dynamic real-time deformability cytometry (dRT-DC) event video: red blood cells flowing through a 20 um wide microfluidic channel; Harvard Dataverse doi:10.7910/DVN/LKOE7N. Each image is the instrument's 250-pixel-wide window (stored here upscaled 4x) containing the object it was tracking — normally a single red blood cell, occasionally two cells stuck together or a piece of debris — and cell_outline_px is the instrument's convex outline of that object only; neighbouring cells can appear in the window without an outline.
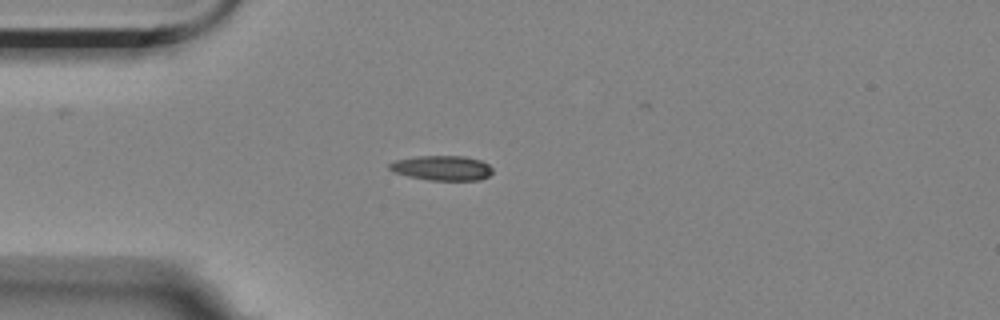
{"species": "Egyptian fruit bat (a non-hibernating species)", "species_latin": "Rousettus aegyptiacus", "temperature_condition": "room temperature", "stored_images_in_passage": 4, "camera_frame_rate_fps": 3000, "um_per_image_px": 0.085, "animal": {"sex": "female"}, "frame": {"image": 1, "passage_image": 4, "time_ms": 3.333, "image_size_px": [1000, 320], "cell_outline_px": [[492, 172], [488, 176], [480, 180], [428, 180], [408, 176], [396, 172], [388, 168], [388, 164], [396, 160], [416, 156], [464, 156], [480, 160], [488, 164], [492, 168]], "centroid_in_image_um": [37.58, 14.28], "position_along_channel_um": 47.4, "area_um2": 14.85}}